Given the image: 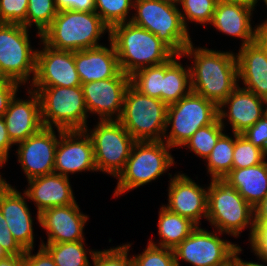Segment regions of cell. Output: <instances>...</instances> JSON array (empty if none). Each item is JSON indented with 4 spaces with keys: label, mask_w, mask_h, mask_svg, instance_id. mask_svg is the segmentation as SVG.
<instances>
[{
    "label": "cell",
    "mask_w": 267,
    "mask_h": 266,
    "mask_svg": "<svg viewBox=\"0 0 267 266\" xmlns=\"http://www.w3.org/2000/svg\"><path fill=\"white\" fill-rule=\"evenodd\" d=\"M193 45L181 54L194 61L189 66L192 91L219 106L239 86L236 54Z\"/></svg>",
    "instance_id": "1"
},
{
    "label": "cell",
    "mask_w": 267,
    "mask_h": 266,
    "mask_svg": "<svg viewBox=\"0 0 267 266\" xmlns=\"http://www.w3.org/2000/svg\"><path fill=\"white\" fill-rule=\"evenodd\" d=\"M120 70L131 76L134 72L170 60L175 53L150 31L131 21L110 28Z\"/></svg>",
    "instance_id": "2"
},
{
    "label": "cell",
    "mask_w": 267,
    "mask_h": 266,
    "mask_svg": "<svg viewBox=\"0 0 267 266\" xmlns=\"http://www.w3.org/2000/svg\"><path fill=\"white\" fill-rule=\"evenodd\" d=\"M110 27L94 12L58 11L50 26L41 34V41L55 50L79 51L101 46L103 34Z\"/></svg>",
    "instance_id": "3"
},
{
    "label": "cell",
    "mask_w": 267,
    "mask_h": 266,
    "mask_svg": "<svg viewBox=\"0 0 267 266\" xmlns=\"http://www.w3.org/2000/svg\"><path fill=\"white\" fill-rule=\"evenodd\" d=\"M214 230L235 238L249 228V242L255 233L254 208L224 179H212L208 186L207 219Z\"/></svg>",
    "instance_id": "4"
},
{
    "label": "cell",
    "mask_w": 267,
    "mask_h": 266,
    "mask_svg": "<svg viewBox=\"0 0 267 266\" xmlns=\"http://www.w3.org/2000/svg\"><path fill=\"white\" fill-rule=\"evenodd\" d=\"M131 22L156 35L175 54L192 42L182 22L178 3L171 0H134Z\"/></svg>",
    "instance_id": "5"
},
{
    "label": "cell",
    "mask_w": 267,
    "mask_h": 266,
    "mask_svg": "<svg viewBox=\"0 0 267 266\" xmlns=\"http://www.w3.org/2000/svg\"><path fill=\"white\" fill-rule=\"evenodd\" d=\"M164 141H136L124 169L116 177L114 197L152 182L175 164Z\"/></svg>",
    "instance_id": "6"
},
{
    "label": "cell",
    "mask_w": 267,
    "mask_h": 266,
    "mask_svg": "<svg viewBox=\"0 0 267 266\" xmlns=\"http://www.w3.org/2000/svg\"><path fill=\"white\" fill-rule=\"evenodd\" d=\"M30 88L38 93L43 127L63 131L84 130L88 127L89 113L82 86Z\"/></svg>",
    "instance_id": "7"
},
{
    "label": "cell",
    "mask_w": 267,
    "mask_h": 266,
    "mask_svg": "<svg viewBox=\"0 0 267 266\" xmlns=\"http://www.w3.org/2000/svg\"><path fill=\"white\" fill-rule=\"evenodd\" d=\"M168 105L128 86L118 120L135 141H163Z\"/></svg>",
    "instance_id": "8"
},
{
    "label": "cell",
    "mask_w": 267,
    "mask_h": 266,
    "mask_svg": "<svg viewBox=\"0 0 267 266\" xmlns=\"http://www.w3.org/2000/svg\"><path fill=\"white\" fill-rule=\"evenodd\" d=\"M217 118L218 106L191 91L168 105L163 141L171 148H181L199 128L212 124ZM168 127L171 129L169 133Z\"/></svg>",
    "instance_id": "9"
},
{
    "label": "cell",
    "mask_w": 267,
    "mask_h": 266,
    "mask_svg": "<svg viewBox=\"0 0 267 266\" xmlns=\"http://www.w3.org/2000/svg\"><path fill=\"white\" fill-rule=\"evenodd\" d=\"M29 35L22 24H0V78L25 85L32 75L33 81L38 49L32 48Z\"/></svg>",
    "instance_id": "10"
},
{
    "label": "cell",
    "mask_w": 267,
    "mask_h": 266,
    "mask_svg": "<svg viewBox=\"0 0 267 266\" xmlns=\"http://www.w3.org/2000/svg\"><path fill=\"white\" fill-rule=\"evenodd\" d=\"M90 136L97 172L116 178L124 169L136 141L118 120L98 121L93 129H84Z\"/></svg>",
    "instance_id": "11"
},
{
    "label": "cell",
    "mask_w": 267,
    "mask_h": 266,
    "mask_svg": "<svg viewBox=\"0 0 267 266\" xmlns=\"http://www.w3.org/2000/svg\"><path fill=\"white\" fill-rule=\"evenodd\" d=\"M219 231H208L197 226L192 233L174 249L176 266L185 261L193 266H221L232 258L238 246L229 240L221 239Z\"/></svg>",
    "instance_id": "12"
},
{
    "label": "cell",
    "mask_w": 267,
    "mask_h": 266,
    "mask_svg": "<svg viewBox=\"0 0 267 266\" xmlns=\"http://www.w3.org/2000/svg\"><path fill=\"white\" fill-rule=\"evenodd\" d=\"M130 76L120 71L115 77L81 84L86 109L99 121L119 120Z\"/></svg>",
    "instance_id": "13"
},
{
    "label": "cell",
    "mask_w": 267,
    "mask_h": 266,
    "mask_svg": "<svg viewBox=\"0 0 267 266\" xmlns=\"http://www.w3.org/2000/svg\"><path fill=\"white\" fill-rule=\"evenodd\" d=\"M42 127L36 134L17 143L18 163L27 180L54 173L59 129ZM58 137V138H57Z\"/></svg>",
    "instance_id": "14"
},
{
    "label": "cell",
    "mask_w": 267,
    "mask_h": 266,
    "mask_svg": "<svg viewBox=\"0 0 267 266\" xmlns=\"http://www.w3.org/2000/svg\"><path fill=\"white\" fill-rule=\"evenodd\" d=\"M83 171L97 172L90 136L85 130L59 129L54 173L69 177Z\"/></svg>",
    "instance_id": "15"
},
{
    "label": "cell",
    "mask_w": 267,
    "mask_h": 266,
    "mask_svg": "<svg viewBox=\"0 0 267 266\" xmlns=\"http://www.w3.org/2000/svg\"><path fill=\"white\" fill-rule=\"evenodd\" d=\"M40 43L44 47L37 50L35 76L30 86H81L74 61V51L55 50L42 41Z\"/></svg>",
    "instance_id": "16"
},
{
    "label": "cell",
    "mask_w": 267,
    "mask_h": 266,
    "mask_svg": "<svg viewBox=\"0 0 267 266\" xmlns=\"http://www.w3.org/2000/svg\"><path fill=\"white\" fill-rule=\"evenodd\" d=\"M169 175L168 203L163 206L200 226V220L207 219L208 187L204 189L184 173Z\"/></svg>",
    "instance_id": "17"
},
{
    "label": "cell",
    "mask_w": 267,
    "mask_h": 266,
    "mask_svg": "<svg viewBox=\"0 0 267 266\" xmlns=\"http://www.w3.org/2000/svg\"><path fill=\"white\" fill-rule=\"evenodd\" d=\"M22 194L5 179L0 186V210L14 239L24 250H29L34 249L33 219L27 195Z\"/></svg>",
    "instance_id": "18"
},
{
    "label": "cell",
    "mask_w": 267,
    "mask_h": 266,
    "mask_svg": "<svg viewBox=\"0 0 267 266\" xmlns=\"http://www.w3.org/2000/svg\"><path fill=\"white\" fill-rule=\"evenodd\" d=\"M89 216L76 203L50 207L40 213L39 225L46 230L47 243H67L84 240V227Z\"/></svg>",
    "instance_id": "19"
},
{
    "label": "cell",
    "mask_w": 267,
    "mask_h": 266,
    "mask_svg": "<svg viewBox=\"0 0 267 266\" xmlns=\"http://www.w3.org/2000/svg\"><path fill=\"white\" fill-rule=\"evenodd\" d=\"M263 108V98L239 85L218 106V119L224 129L226 119L232 127V133L242 134L264 116Z\"/></svg>",
    "instance_id": "20"
},
{
    "label": "cell",
    "mask_w": 267,
    "mask_h": 266,
    "mask_svg": "<svg viewBox=\"0 0 267 266\" xmlns=\"http://www.w3.org/2000/svg\"><path fill=\"white\" fill-rule=\"evenodd\" d=\"M27 92L29 99L23 100L15 95L3 115L8 135L15 145L43 127L38 93L30 88Z\"/></svg>",
    "instance_id": "21"
},
{
    "label": "cell",
    "mask_w": 267,
    "mask_h": 266,
    "mask_svg": "<svg viewBox=\"0 0 267 266\" xmlns=\"http://www.w3.org/2000/svg\"><path fill=\"white\" fill-rule=\"evenodd\" d=\"M69 179V177L52 173L27 181L29 187L24 192L28 200H32L37 208L38 223H40V213L43 210L76 203Z\"/></svg>",
    "instance_id": "22"
},
{
    "label": "cell",
    "mask_w": 267,
    "mask_h": 266,
    "mask_svg": "<svg viewBox=\"0 0 267 266\" xmlns=\"http://www.w3.org/2000/svg\"><path fill=\"white\" fill-rule=\"evenodd\" d=\"M253 11L240 4L218 0L210 24L223 34L240 38L241 46H245L258 39L261 29L259 24L252 27Z\"/></svg>",
    "instance_id": "23"
},
{
    "label": "cell",
    "mask_w": 267,
    "mask_h": 266,
    "mask_svg": "<svg viewBox=\"0 0 267 266\" xmlns=\"http://www.w3.org/2000/svg\"><path fill=\"white\" fill-rule=\"evenodd\" d=\"M238 82L258 97H267V49L258 41L241 46L236 53Z\"/></svg>",
    "instance_id": "24"
},
{
    "label": "cell",
    "mask_w": 267,
    "mask_h": 266,
    "mask_svg": "<svg viewBox=\"0 0 267 266\" xmlns=\"http://www.w3.org/2000/svg\"><path fill=\"white\" fill-rule=\"evenodd\" d=\"M74 51V61L81 84L115 77L121 70L113 43Z\"/></svg>",
    "instance_id": "25"
},
{
    "label": "cell",
    "mask_w": 267,
    "mask_h": 266,
    "mask_svg": "<svg viewBox=\"0 0 267 266\" xmlns=\"http://www.w3.org/2000/svg\"><path fill=\"white\" fill-rule=\"evenodd\" d=\"M223 179L255 208L267 195V160L247 168H232Z\"/></svg>",
    "instance_id": "26"
},
{
    "label": "cell",
    "mask_w": 267,
    "mask_h": 266,
    "mask_svg": "<svg viewBox=\"0 0 267 266\" xmlns=\"http://www.w3.org/2000/svg\"><path fill=\"white\" fill-rule=\"evenodd\" d=\"M179 59H182V56L175 54L164 63L161 101L167 105L179 101L192 91L189 65L183 67Z\"/></svg>",
    "instance_id": "27"
},
{
    "label": "cell",
    "mask_w": 267,
    "mask_h": 266,
    "mask_svg": "<svg viewBox=\"0 0 267 266\" xmlns=\"http://www.w3.org/2000/svg\"><path fill=\"white\" fill-rule=\"evenodd\" d=\"M157 226L160 237L159 243L156 244L151 239L147 243L170 249L179 245L197 227L190 219L171 212L163 205L159 210Z\"/></svg>",
    "instance_id": "28"
},
{
    "label": "cell",
    "mask_w": 267,
    "mask_h": 266,
    "mask_svg": "<svg viewBox=\"0 0 267 266\" xmlns=\"http://www.w3.org/2000/svg\"><path fill=\"white\" fill-rule=\"evenodd\" d=\"M85 240L67 243H44L42 246L53 258L56 266H92L89 262L87 254L93 258L96 250L85 249ZM88 250V251H87Z\"/></svg>",
    "instance_id": "29"
},
{
    "label": "cell",
    "mask_w": 267,
    "mask_h": 266,
    "mask_svg": "<svg viewBox=\"0 0 267 266\" xmlns=\"http://www.w3.org/2000/svg\"><path fill=\"white\" fill-rule=\"evenodd\" d=\"M223 133L210 155L205 159L207 173L212 179H223L231 170L233 163V151L235 147V133L230 137Z\"/></svg>",
    "instance_id": "30"
},
{
    "label": "cell",
    "mask_w": 267,
    "mask_h": 266,
    "mask_svg": "<svg viewBox=\"0 0 267 266\" xmlns=\"http://www.w3.org/2000/svg\"><path fill=\"white\" fill-rule=\"evenodd\" d=\"M224 127L217 118L212 124L199 128L183 145L205 160L213 150Z\"/></svg>",
    "instance_id": "31"
},
{
    "label": "cell",
    "mask_w": 267,
    "mask_h": 266,
    "mask_svg": "<svg viewBox=\"0 0 267 266\" xmlns=\"http://www.w3.org/2000/svg\"><path fill=\"white\" fill-rule=\"evenodd\" d=\"M164 63L142 68L130 76V84L140 93L161 100Z\"/></svg>",
    "instance_id": "32"
},
{
    "label": "cell",
    "mask_w": 267,
    "mask_h": 266,
    "mask_svg": "<svg viewBox=\"0 0 267 266\" xmlns=\"http://www.w3.org/2000/svg\"><path fill=\"white\" fill-rule=\"evenodd\" d=\"M57 13L55 0H28L26 28L36 26L41 41V34L50 26Z\"/></svg>",
    "instance_id": "33"
},
{
    "label": "cell",
    "mask_w": 267,
    "mask_h": 266,
    "mask_svg": "<svg viewBox=\"0 0 267 266\" xmlns=\"http://www.w3.org/2000/svg\"><path fill=\"white\" fill-rule=\"evenodd\" d=\"M217 2L218 0H179L177 3L182 6L180 13L185 28L189 29V21L205 26L210 24Z\"/></svg>",
    "instance_id": "34"
},
{
    "label": "cell",
    "mask_w": 267,
    "mask_h": 266,
    "mask_svg": "<svg viewBox=\"0 0 267 266\" xmlns=\"http://www.w3.org/2000/svg\"><path fill=\"white\" fill-rule=\"evenodd\" d=\"M133 6L134 0H95V12L110 28L131 21Z\"/></svg>",
    "instance_id": "35"
},
{
    "label": "cell",
    "mask_w": 267,
    "mask_h": 266,
    "mask_svg": "<svg viewBox=\"0 0 267 266\" xmlns=\"http://www.w3.org/2000/svg\"><path fill=\"white\" fill-rule=\"evenodd\" d=\"M265 152L254 146L243 135L235 134L232 168H247L263 163Z\"/></svg>",
    "instance_id": "36"
},
{
    "label": "cell",
    "mask_w": 267,
    "mask_h": 266,
    "mask_svg": "<svg viewBox=\"0 0 267 266\" xmlns=\"http://www.w3.org/2000/svg\"><path fill=\"white\" fill-rule=\"evenodd\" d=\"M133 266H176L173 249L154 246L150 243L144 251L132 256Z\"/></svg>",
    "instance_id": "37"
},
{
    "label": "cell",
    "mask_w": 267,
    "mask_h": 266,
    "mask_svg": "<svg viewBox=\"0 0 267 266\" xmlns=\"http://www.w3.org/2000/svg\"><path fill=\"white\" fill-rule=\"evenodd\" d=\"M130 247L131 244L126 243L115 248L96 250L93 258H91L92 264L93 266H133L132 257L129 255Z\"/></svg>",
    "instance_id": "38"
},
{
    "label": "cell",
    "mask_w": 267,
    "mask_h": 266,
    "mask_svg": "<svg viewBox=\"0 0 267 266\" xmlns=\"http://www.w3.org/2000/svg\"><path fill=\"white\" fill-rule=\"evenodd\" d=\"M28 0H0V22L26 27Z\"/></svg>",
    "instance_id": "39"
},
{
    "label": "cell",
    "mask_w": 267,
    "mask_h": 266,
    "mask_svg": "<svg viewBox=\"0 0 267 266\" xmlns=\"http://www.w3.org/2000/svg\"><path fill=\"white\" fill-rule=\"evenodd\" d=\"M243 135L254 146L264 152L267 151V117L263 116L253 126L249 127Z\"/></svg>",
    "instance_id": "40"
},
{
    "label": "cell",
    "mask_w": 267,
    "mask_h": 266,
    "mask_svg": "<svg viewBox=\"0 0 267 266\" xmlns=\"http://www.w3.org/2000/svg\"><path fill=\"white\" fill-rule=\"evenodd\" d=\"M0 245L7 255H24L25 250L14 239L0 210Z\"/></svg>",
    "instance_id": "41"
},
{
    "label": "cell",
    "mask_w": 267,
    "mask_h": 266,
    "mask_svg": "<svg viewBox=\"0 0 267 266\" xmlns=\"http://www.w3.org/2000/svg\"><path fill=\"white\" fill-rule=\"evenodd\" d=\"M22 86L10 79L0 78V117L3 116L9 107L11 100L17 95L18 88Z\"/></svg>",
    "instance_id": "42"
},
{
    "label": "cell",
    "mask_w": 267,
    "mask_h": 266,
    "mask_svg": "<svg viewBox=\"0 0 267 266\" xmlns=\"http://www.w3.org/2000/svg\"><path fill=\"white\" fill-rule=\"evenodd\" d=\"M33 250H25L24 266H56L53 258L42 246L36 254H32Z\"/></svg>",
    "instance_id": "43"
},
{
    "label": "cell",
    "mask_w": 267,
    "mask_h": 266,
    "mask_svg": "<svg viewBox=\"0 0 267 266\" xmlns=\"http://www.w3.org/2000/svg\"><path fill=\"white\" fill-rule=\"evenodd\" d=\"M58 11L73 10L82 12H94L95 0H55Z\"/></svg>",
    "instance_id": "44"
},
{
    "label": "cell",
    "mask_w": 267,
    "mask_h": 266,
    "mask_svg": "<svg viewBox=\"0 0 267 266\" xmlns=\"http://www.w3.org/2000/svg\"><path fill=\"white\" fill-rule=\"evenodd\" d=\"M250 245L253 252L267 258V224H255V233Z\"/></svg>",
    "instance_id": "45"
},
{
    "label": "cell",
    "mask_w": 267,
    "mask_h": 266,
    "mask_svg": "<svg viewBox=\"0 0 267 266\" xmlns=\"http://www.w3.org/2000/svg\"><path fill=\"white\" fill-rule=\"evenodd\" d=\"M15 145L7 132L3 116L0 117V168L4 167L9 158V150Z\"/></svg>",
    "instance_id": "46"
},
{
    "label": "cell",
    "mask_w": 267,
    "mask_h": 266,
    "mask_svg": "<svg viewBox=\"0 0 267 266\" xmlns=\"http://www.w3.org/2000/svg\"><path fill=\"white\" fill-rule=\"evenodd\" d=\"M254 224H267V195L254 208Z\"/></svg>",
    "instance_id": "47"
},
{
    "label": "cell",
    "mask_w": 267,
    "mask_h": 266,
    "mask_svg": "<svg viewBox=\"0 0 267 266\" xmlns=\"http://www.w3.org/2000/svg\"><path fill=\"white\" fill-rule=\"evenodd\" d=\"M242 252V248L238 245L235 250H234V253H233V258L237 261V264L238 266H266L264 265V263L267 264V258L265 256H263L262 254H258V253H255L254 252V255H256L259 259L258 260H261L262 262H264L263 264H260L258 262H252V261H244L242 260L239 255L240 253Z\"/></svg>",
    "instance_id": "48"
},
{
    "label": "cell",
    "mask_w": 267,
    "mask_h": 266,
    "mask_svg": "<svg viewBox=\"0 0 267 266\" xmlns=\"http://www.w3.org/2000/svg\"><path fill=\"white\" fill-rule=\"evenodd\" d=\"M0 266H24V255H7L0 259Z\"/></svg>",
    "instance_id": "49"
},
{
    "label": "cell",
    "mask_w": 267,
    "mask_h": 266,
    "mask_svg": "<svg viewBox=\"0 0 267 266\" xmlns=\"http://www.w3.org/2000/svg\"><path fill=\"white\" fill-rule=\"evenodd\" d=\"M222 1L240 4V5H243L245 7H248L250 9L254 10V9H256L255 7H256L259 0H222Z\"/></svg>",
    "instance_id": "50"
},
{
    "label": "cell",
    "mask_w": 267,
    "mask_h": 266,
    "mask_svg": "<svg viewBox=\"0 0 267 266\" xmlns=\"http://www.w3.org/2000/svg\"><path fill=\"white\" fill-rule=\"evenodd\" d=\"M257 40L267 49V26L261 27Z\"/></svg>",
    "instance_id": "51"
},
{
    "label": "cell",
    "mask_w": 267,
    "mask_h": 266,
    "mask_svg": "<svg viewBox=\"0 0 267 266\" xmlns=\"http://www.w3.org/2000/svg\"><path fill=\"white\" fill-rule=\"evenodd\" d=\"M221 266H238L237 261L232 257L225 264Z\"/></svg>",
    "instance_id": "52"
},
{
    "label": "cell",
    "mask_w": 267,
    "mask_h": 266,
    "mask_svg": "<svg viewBox=\"0 0 267 266\" xmlns=\"http://www.w3.org/2000/svg\"><path fill=\"white\" fill-rule=\"evenodd\" d=\"M263 106H265V109H263L264 116L267 117V97L266 98H263Z\"/></svg>",
    "instance_id": "53"
},
{
    "label": "cell",
    "mask_w": 267,
    "mask_h": 266,
    "mask_svg": "<svg viewBox=\"0 0 267 266\" xmlns=\"http://www.w3.org/2000/svg\"><path fill=\"white\" fill-rule=\"evenodd\" d=\"M7 256L6 252L1 248V245H0V259H3Z\"/></svg>",
    "instance_id": "54"
},
{
    "label": "cell",
    "mask_w": 267,
    "mask_h": 266,
    "mask_svg": "<svg viewBox=\"0 0 267 266\" xmlns=\"http://www.w3.org/2000/svg\"><path fill=\"white\" fill-rule=\"evenodd\" d=\"M263 2H265V5L267 7V0H263ZM259 25H260V27H266L267 26V19Z\"/></svg>",
    "instance_id": "55"
},
{
    "label": "cell",
    "mask_w": 267,
    "mask_h": 266,
    "mask_svg": "<svg viewBox=\"0 0 267 266\" xmlns=\"http://www.w3.org/2000/svg\"><path fill=\"white\" fill-rule=\"evenodd\" d=\"M5 182V178H2V175L0 173V186Z\"/></svg>",
    "instance_id": "56"
}]
</instances>
